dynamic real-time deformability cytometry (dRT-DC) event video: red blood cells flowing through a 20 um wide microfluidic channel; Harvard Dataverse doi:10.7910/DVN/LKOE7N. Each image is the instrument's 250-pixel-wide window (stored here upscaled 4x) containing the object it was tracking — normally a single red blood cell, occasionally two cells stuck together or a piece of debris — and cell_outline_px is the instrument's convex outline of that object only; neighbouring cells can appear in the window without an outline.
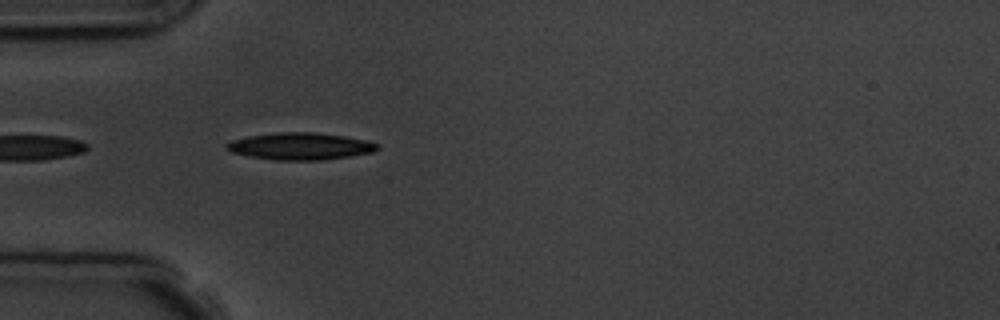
{"species": "common noctule bat (a hibernating species)", "species_latin": "Nyctalus noctula", "temperature_condition": "room temperature", "stored_images_in_passage": 1, "camera_frame_rate_fps": 3000, "um_per_image_px": 0.085, "animal": {"sex": "male", "body_mass_g": 19.5, "forearm_length_mm": 54.6}, "frame": {"image": 1, "passage_image": 1, "time_ms": 0.0, "image_size_px": [1000, 320], "cell_outline_px": [[380, 148], [372, 152], [324, 160], [276, 160], [252, 156], [232, 152], [224, 148], [224, 144], [232, 140], [248, 136], [280, 132], [316, 132], [344, 136], [368, 140], [380, 144]], "centroid_in_image_um": [25.55, 12.42], "position_along_channel_um": 59.5, "area_um2": 23.76}}